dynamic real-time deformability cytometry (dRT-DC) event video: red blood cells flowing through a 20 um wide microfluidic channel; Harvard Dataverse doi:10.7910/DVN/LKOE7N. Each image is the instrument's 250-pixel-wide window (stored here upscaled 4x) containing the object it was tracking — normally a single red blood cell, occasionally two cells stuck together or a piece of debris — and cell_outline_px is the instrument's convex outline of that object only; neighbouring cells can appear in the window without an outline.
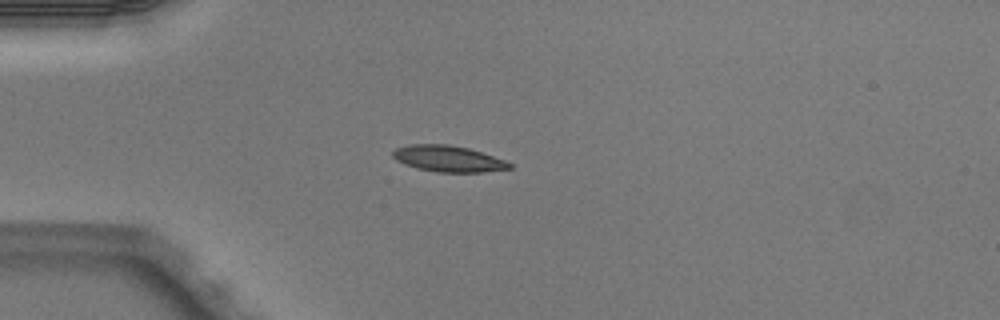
{"species": "Egyptian fruit bat (a non-hibernating species)", "species_latin": "Rousettus aegyptiacus", "temperature_condition": "warm", "stored_images_in_passage": 5, "camera_frame_rate_fps": 3000, "um_per_image_px": 0.085, "animal": {"sex": "male"}, "frame": {"image": 1, "passage_image": 4, "time_ms": 1.0, "image_size_px": [1000, 320], "cell_outline_px": [[512, 168], [480, 172], [436, 172], [416, 168], [404, 164], [396, 160], [392, 156], [392, 152], [396, 148], [408, 144], [448, 144], [468, 148], [504, 160], [512, 164]], "centroid_in_image_um": [38.05, 13.49], "position_along_channel_um": 47.0, "area_um2": 17.74}}